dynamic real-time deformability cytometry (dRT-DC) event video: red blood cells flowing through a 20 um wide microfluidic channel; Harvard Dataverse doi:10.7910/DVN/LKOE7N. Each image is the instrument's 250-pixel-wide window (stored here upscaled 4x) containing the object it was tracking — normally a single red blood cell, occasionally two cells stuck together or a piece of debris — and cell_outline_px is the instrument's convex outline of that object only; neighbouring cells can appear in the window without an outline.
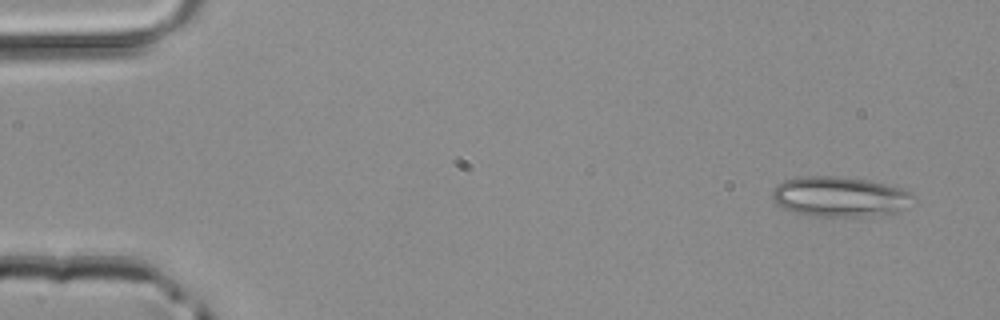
{"species": "common noctule bat (a hibernating species)", "species_latin": "Nyctalus noctula", "temperature_condition": "room temperature", "stored_images_in_passage": 4, "camera_frame_rate_fps": 3000, "um_per_image_px": 0.085, "animal": {"sex": "male", "body_mass_g": 20.4}, "frame": {"image": 1, "passage_image": 1, "time_ms": 0.0, "image_size_px": [1000, 320], "cell_outline_px": [[916, 200], [900, 212], [868, 216], [816, 216], [792, 212], [776, 204], [772, 196], [772, 192], [776, 184], [784, 180], [800, 176], [836, 176], [868, 180], [888, 184], [912, 192], [916, 196]], "centroid_in_image_um": [71.42, 16.71], "position_along_channel_um": 13.6, "area_um2": 33.41}}